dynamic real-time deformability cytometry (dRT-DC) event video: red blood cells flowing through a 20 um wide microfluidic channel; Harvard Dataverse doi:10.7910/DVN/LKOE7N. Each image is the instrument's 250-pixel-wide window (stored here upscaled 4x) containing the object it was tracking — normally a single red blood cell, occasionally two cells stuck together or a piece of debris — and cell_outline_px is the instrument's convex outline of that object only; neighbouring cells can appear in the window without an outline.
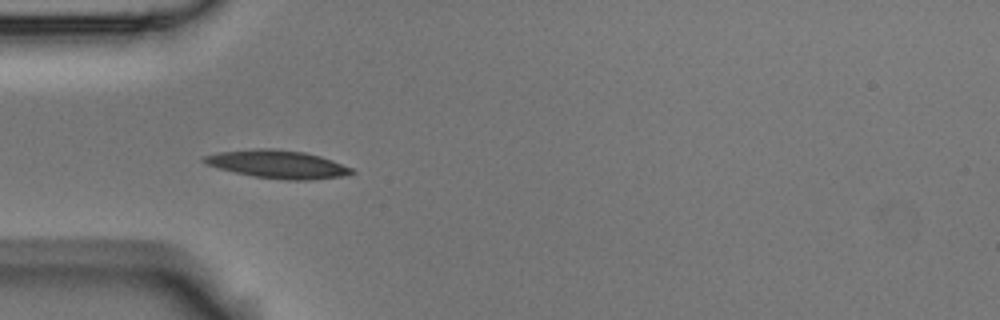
{"species": "Egyptian fruit bat (a non-hibernating species)", "species_latin": "Rousettus aegyptiacus", "temperature_condition": "room temperature", "stored_images_in_passage": 2, "camera_frame_rate_fps": 3000, "um_per_image_px": 0.085, "animal": {"sex": "male"}, "frame": {"image": 1, "passage_image": 1, "time_ms": 0.0, "image_size_px": [1000, 320], "cell_outline_px": [[356, 172], [348, 176], [308, 180], [284, 180], [256, 176], [236, 172], [204, 164], [200, 160], [204, 156], [220, 152], [256, 148], [272, 148], [304, 152], [320, 156], [332, 160], [352, 168]], "centroid_in_image_um": [23.64, 13.96], "position_along_channel_um": 61.4, "area_um2": 24.1}}
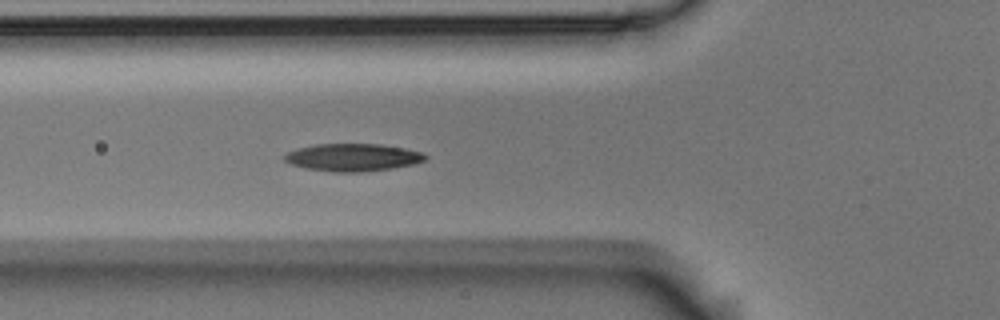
{"frame": {"image": 2, "passage_image": 2, "time_ms": 0.333, "image_size_px": [1000, 320], "cell_outline_px": [[428, 160], [416, 164], [392, 168], [364, 172], [332, 172], [304, 168], [292, 164], [284, 160], [284, 156], [288, 152], [296, 148], [316, 144], [380, 144], [404, 148], [424, 152], [428, 156]], "centroid_in_image_um": [30.04, 13.38], "position_along_channel_um": 95.8, "area_um2": 22.89}}